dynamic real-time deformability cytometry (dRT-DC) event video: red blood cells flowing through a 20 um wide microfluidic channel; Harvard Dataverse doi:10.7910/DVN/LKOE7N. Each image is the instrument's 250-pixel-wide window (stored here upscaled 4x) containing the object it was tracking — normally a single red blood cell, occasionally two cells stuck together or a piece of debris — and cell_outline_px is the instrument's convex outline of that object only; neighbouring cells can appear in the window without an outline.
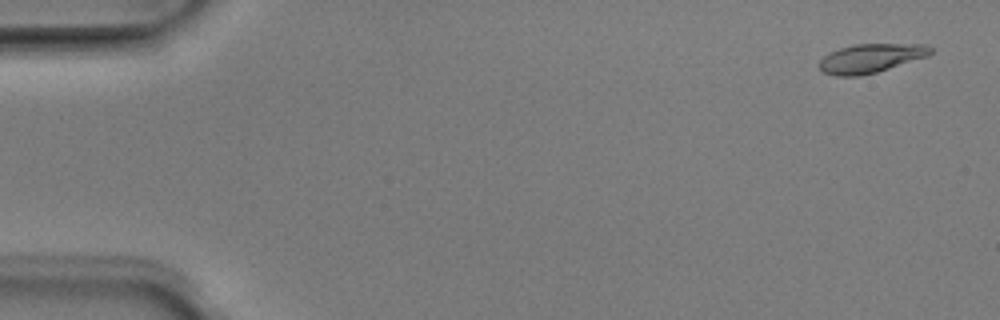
{"species": "Egyptian fruit bat (a non-hibernating species)", "species_latin": "Rousettus aegyptiacus", "temperature_condition": "room temperature", "stored_images_in_passage": 5, "camera_frame_rate_fps": 3000, "um_per_image_px": 0.085, "animal": {"sex": "male"}, "frame": {"image": 1, "passage_image": 1, "time_ms": 0.0, "image_size_px": [1000, 320], "cell_outline_px": [[932, 52], [928, 56], [876, 72], [860, 76], [836, 76], [824, 72], [820, 68], [820, 60], [824, 56], [840, 48], [856, 44], [928, 44], [932, 48]], "centroid_in_image_um": [74.04, 4.95], "position_along_channel_um": 11.0, "area_um2": 18.55}}
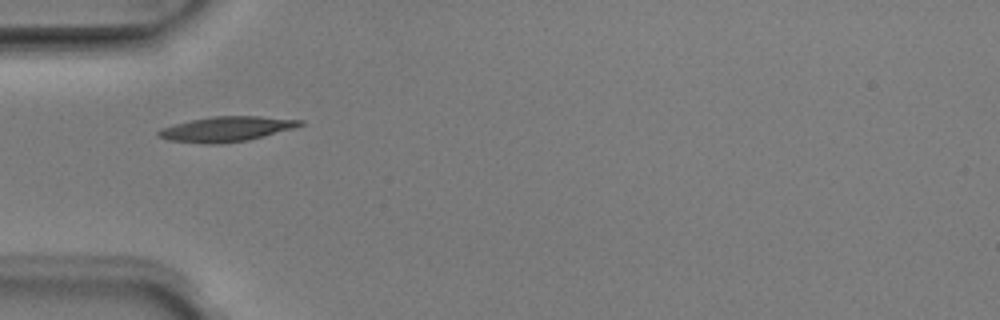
{"frame": {"image": 2, "passage_image": 5, "time_ms": 1.333, "image_size_px": [1000, 320], "cell_outline_px": [[304, 124], [296, 128], [248, 140], [216, 144], [208, 144], [168, 140], [156, 136], [156, 132], [160, 128], [192, 120], [212, 116], [260, 116], [304, 120]], "centroid_in_image_um": [19.26, 10.96], "position_along_channel_um": 65.7, "area_um2": 20.69}}